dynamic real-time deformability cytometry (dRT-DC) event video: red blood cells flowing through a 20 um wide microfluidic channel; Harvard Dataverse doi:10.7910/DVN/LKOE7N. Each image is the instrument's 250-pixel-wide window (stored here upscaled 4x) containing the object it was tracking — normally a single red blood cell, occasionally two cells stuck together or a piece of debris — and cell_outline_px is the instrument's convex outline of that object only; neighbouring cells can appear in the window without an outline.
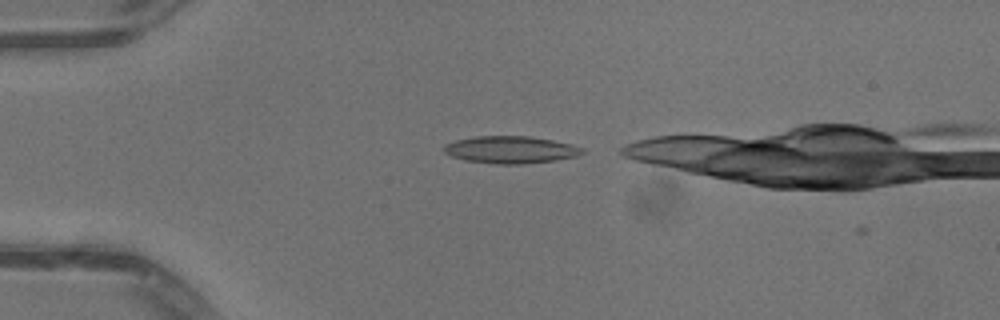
{"species": "common noctule bat (a hibernating species)", "species_latin": "Nyctalus noctula", "temperature_condition": "warm", "stored_images_in_passage": 3, "camera_frame_rate_fps": 3000, "um_per_image_px": 0.085, "animal": {"sex": "male", "body_mass_g": 13.3}, "frame": {"image": 1, "passage_image": 2, "time_ms": 0.333, "image_size_px": [1000, 320], "cell_outline_px": [[584, 152], [576, 156], [556, 160], [520, 164], [496, 164], [464, 160], [452, 156], [444, 152], [444, 144], [456, 140], [476, 136], [528, 136], [552, 140], [572, 144], [584, 148]], "centroid_in_image_um": [43.4, 12.72], "position_along_channel_um": 41.6, "area_um2": 21.91}}